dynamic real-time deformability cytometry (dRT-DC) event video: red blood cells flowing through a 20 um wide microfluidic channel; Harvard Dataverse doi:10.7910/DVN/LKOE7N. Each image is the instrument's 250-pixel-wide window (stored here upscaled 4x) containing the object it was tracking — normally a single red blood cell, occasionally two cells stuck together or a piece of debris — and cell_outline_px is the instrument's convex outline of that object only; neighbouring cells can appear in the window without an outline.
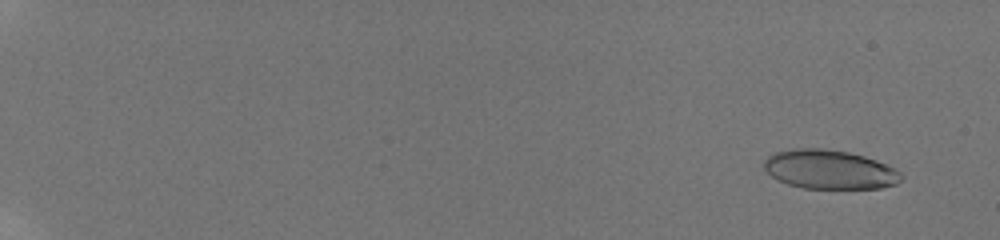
{"species": "human", "species_latin": "Homo sapiens", "temperature_condition": "room temperature", "stored_images_in_passage": 48, "camera_frame_rate_fps": 3000, "um_per_image_px": 0.085, "donor": {"sex": "male"}, "frame": {"image": 1, "passage_image": 9, "time_ms": 1.333, "image_size_px": [1000, 240], "cell_outline_px": [[904, 176], [896, 184], [880, 188], [804, 188], [788, 184], [772, 176], [764, 168], [764, 160], [768, 156], [776, 152], [800, 148], [820, 148], [848, 152], [864, 156], [876, 160], [896, 168]], "centroid_in_image_um": [70.54, 14.41], "position_along_channel_um": 14.5, "area_um2": 31.04}}
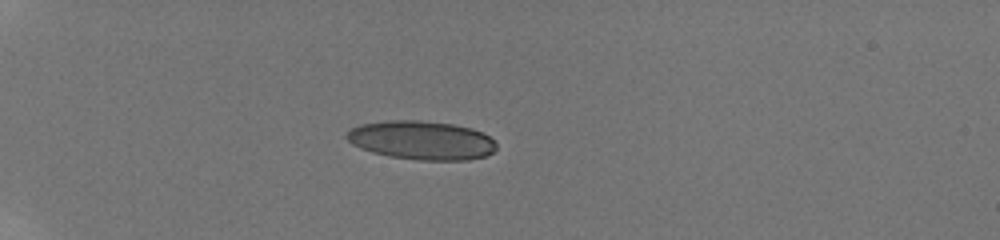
{"frame": {"image": 2, "passage_image": 36, "time_ms": 6.333, "image_size_px": [1000, 240], "cell_outline_px": [[496, 148], [492, 152], [484, 156], [468, 160], [420, 160], [388, 156], [372, 152], [360, 148], [352, 144], [344, 136], [352, 128], [360, 124], [388, 120], [416, 120], [452, 124], [472, 128], [484, 132], [496, 144]], "centroid_in_image_um": [35.82, 11.92], "position_along_channel_um": 49.2, "area_um2": 33.81}}
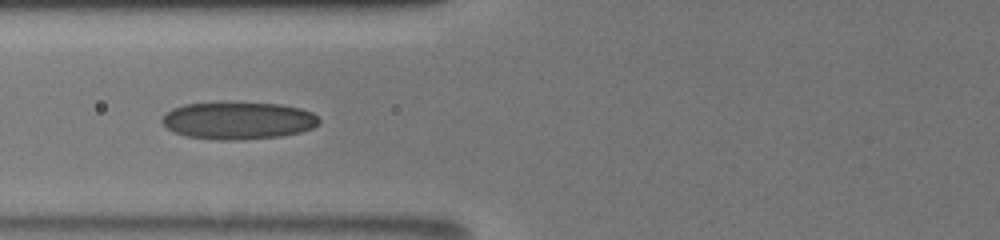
{"frame": {"image": 3, "passage_image": 47, "time_ms": 9.0, "image_size_px": [1000, 240], "cell_outline_px": [[320, 124], [312, 128], [300, 132], [280, 136], [240, 140], [216, 140], [188, 136], [172, 132], [160, 120], [172, 108], [184, 104], [220, 100], [228, 100], [280, 104], [300, 108], [312, 112], [320, 120]], "centroid_in_image_um": [20.23, 10.21], "position_along_channel_um": 105.6, "area_um2": 35.14}}